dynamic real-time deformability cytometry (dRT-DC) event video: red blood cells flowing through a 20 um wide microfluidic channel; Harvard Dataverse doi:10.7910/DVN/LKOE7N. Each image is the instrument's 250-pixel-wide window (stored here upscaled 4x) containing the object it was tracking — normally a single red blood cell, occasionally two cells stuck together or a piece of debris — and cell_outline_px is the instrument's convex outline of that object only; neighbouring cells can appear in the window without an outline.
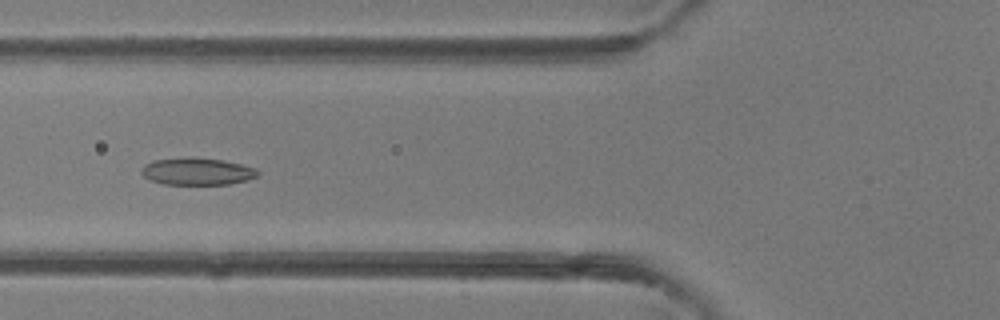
{"species": "common noctule bat (a hibernating species)", "species_latin": "Nyctalus noctula", "temperature_condition": "room temperature", "stored_images_in_passage": 5, "camera_frame_rate_fps": 3000, "um_per_image_px": 0.085, "animal": {"sex": "female"}, "frame": {"image": 1, "passage_image": 5, "time_ms": 4.667, "image_size_px": [1000, 320], "cell_outline_px": [[260, 172], [256, 176], [248, 180], [228, 184], [164, 184], [148, 180], [140, 172], [140, 168], [144, 164], [156, 160], [220, 160], [240, 164], [256, 168]], "centroid_in_image_um": [16.75, 14.62], "position_along_channel_um": 109.0, "area_um2": 17.57}}